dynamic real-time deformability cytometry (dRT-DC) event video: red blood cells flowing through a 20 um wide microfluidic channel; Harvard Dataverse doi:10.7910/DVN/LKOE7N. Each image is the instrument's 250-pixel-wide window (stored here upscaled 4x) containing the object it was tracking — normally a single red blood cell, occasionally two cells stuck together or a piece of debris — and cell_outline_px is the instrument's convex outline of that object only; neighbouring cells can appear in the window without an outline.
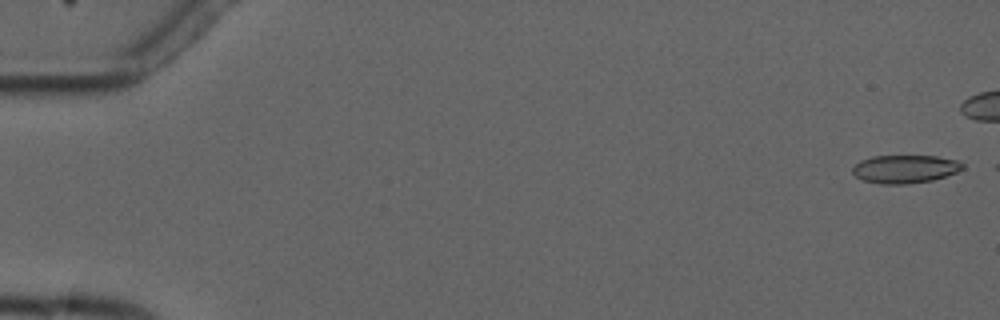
{"species": "common noctule bat (a hibernating species)", "species_latin": "Nyctalus noctula", "temperature_condition": "cold", "stored_images_in_passage": 7, "camera_frame_rate_fps": 3000, "um_per_image_px": 0.085, "animal": {"sex": "male", "forearm_length_mm": 52.5}, "frame": {"image": 1, "passage_image": 1, "time_ms": 0.0, "image_size_px": [1000, 320], "cell_outline_px": [[964, 168], [956, 172], [932, 180], [908, 184], [880, 184], [864, 180], [856, 176], [852, 172], [852, 168], [860, 160], [872, 156], [936, 156], [956, 160], [964, 164]], "centroid_in_image_um": [76.91, 14.36], "position_along_channel_um": 8.1, "area_um2": 17.98}}
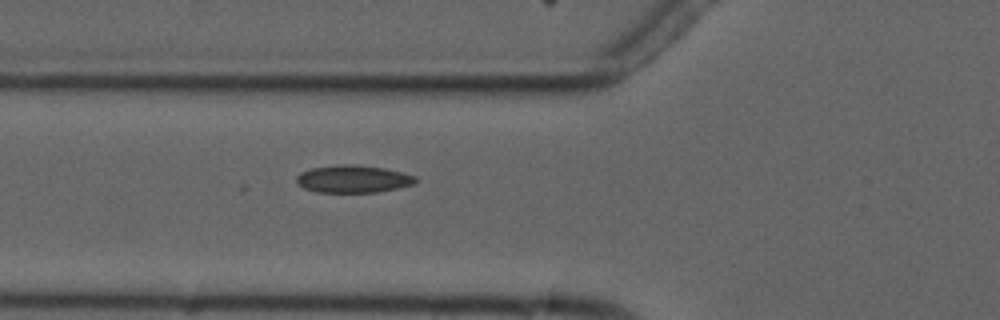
{"frame": {"image": 2, "passage_image": 7, "time_ms": 8.0, "image_size_px": [1000, 320], "cell_outline_px": [[420, 180], [412, 184], [396, 188], [376, 192], [316, 192], [304, 188], [296, 184], [296, 176], [300, 172], [312, 168], [336, 164], [352, 164], [384, 168], [416, 176]], "centroid_in_image_um": [29.98, 15.2], "position_along_channel_um": 95.8, "area_um2": 19.13}}